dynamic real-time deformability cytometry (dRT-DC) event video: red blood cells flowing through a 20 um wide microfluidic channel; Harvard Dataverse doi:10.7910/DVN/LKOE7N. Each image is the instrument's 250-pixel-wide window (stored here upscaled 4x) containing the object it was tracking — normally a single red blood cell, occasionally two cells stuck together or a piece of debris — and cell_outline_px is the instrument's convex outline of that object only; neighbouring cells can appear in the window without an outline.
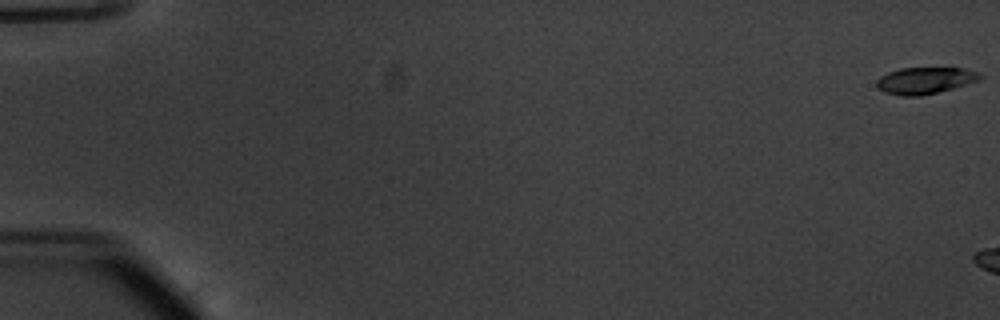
{"species": "common noctule bat (a hibernating species)", "species_latin": "Nyctalus noctula", "temperature_condition": "warm", "stored_images_in_passage": 6, "camera_frame_rate_fps": 3000, "um_per_image_px": 0.085, "animal": {"sex": "male", "body_mass_g": 20.1, "forearm_length_mm": 53.5}, "frame": {"image": 1, "passage_image": 1, "time_ms": 0.0, "image_size_px": [1000, 320], "cell_outline_px": [[984, 76], [980, 80], [952, 88], [920, 96], [900, 96], [884, 92], [876, 84], [876, 80], [880, 76], [888, 72], [900, 68], [964, 68], [980, 72]], "centroid_in_image_um": [78.64, 6.83], "position_along_channel_um": 6.4, "area_um2": 16.07}}